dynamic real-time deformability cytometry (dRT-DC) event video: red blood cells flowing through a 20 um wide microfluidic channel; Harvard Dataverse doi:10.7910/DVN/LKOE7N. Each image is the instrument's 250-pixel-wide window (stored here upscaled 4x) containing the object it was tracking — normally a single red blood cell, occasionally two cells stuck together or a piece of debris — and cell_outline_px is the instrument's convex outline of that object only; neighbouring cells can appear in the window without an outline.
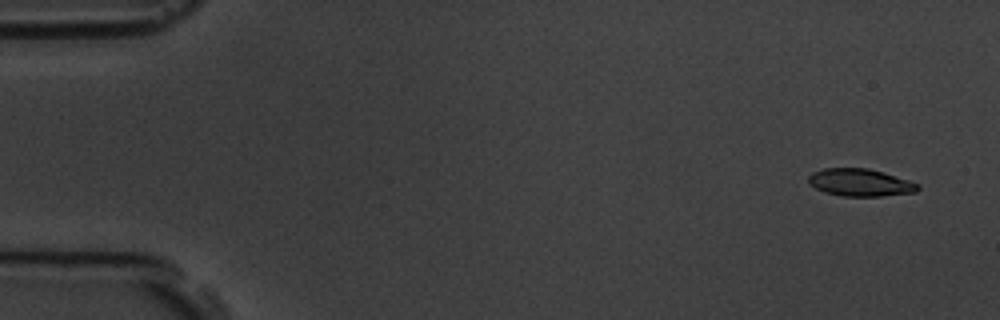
{"species": "common noctule bat (a hibernating species)", "species_latin": "Nyctalus noctula", "temperature_condition": "room temperature", "stored_images_in_passage": 5, "camera_frame_rate_fps": 3000, "um_per_image_px": 0.085, "animal": {"sex": "male", "body_mass_g": 19.5, "forearm_length_mm": 54.6}, "frame": {"image": 1, "passage_image": 1, "time_ms": 0.0, "image_size_px": [1000, 320], "cell_outline_px": [[920, 188], [916, 192], [880, 196], [844, 196], [824, 192], [816, 188], [808, 180], [808, 176], [812, 172], [824, 168], [868, 168], [908, 180], [920, 184]], "centroid_in_image_um": [73.12, 15.51], "position_along_channel_um": 11.9, "area_um2": 17.34}}
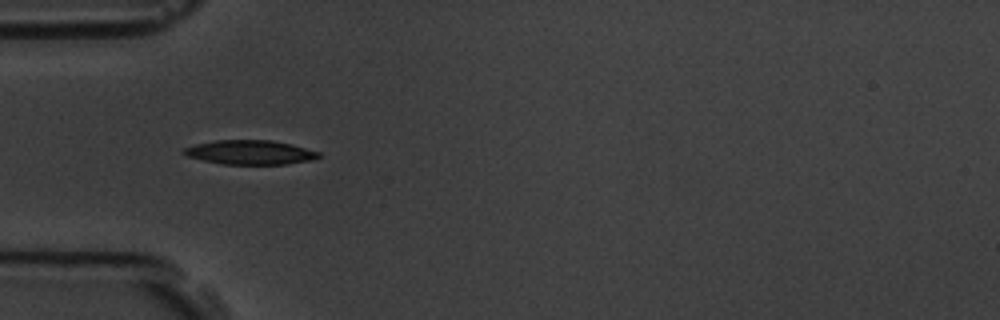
{"frame": {"image": 2, "passage_image": 4, "time_ms": 4.667, "image_size_px": [1000, 320], "cell_outline_px": [[320, 156], [312, 160], [284, 164], [220, 164], [188, 156], [180, 152], [184, 148], [196, 144], [216, 140], [272, 140], [292, 144], [320, 152]], "centroid_in_image_um": [21.26, 12.94], "position_along_channel_um": 63.7, "area_um2": 19.02}}
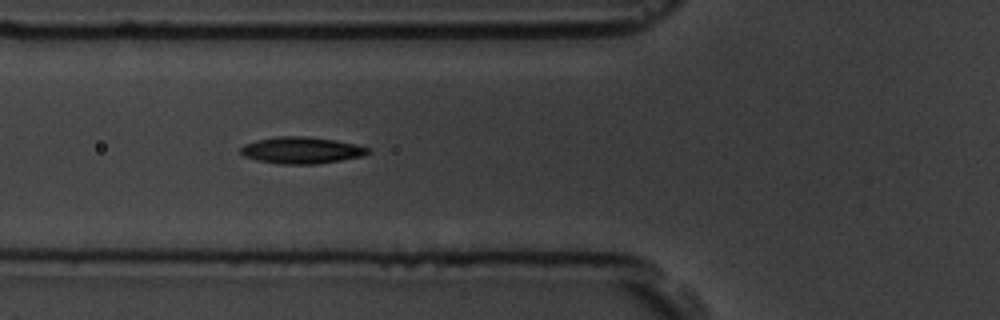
{"frame": {"image": 3, "passage_image": 5, "time_ms": 5.667, "image_size_px": [1000, 320], "cell_outline_px": [[372, 152], [364, 156], [316, 164], [276, 164], [256, 160], [244, 156], [240, 152], [240, 148], [244, 144], [256, 140], [276, 136], [304, 136], [336, 140], [356, 144], [368, 148]], "centroid_in_image_um": [25.62, 12.77], "position_along_channel_um": 100.2, "area_um2": 19.94}}